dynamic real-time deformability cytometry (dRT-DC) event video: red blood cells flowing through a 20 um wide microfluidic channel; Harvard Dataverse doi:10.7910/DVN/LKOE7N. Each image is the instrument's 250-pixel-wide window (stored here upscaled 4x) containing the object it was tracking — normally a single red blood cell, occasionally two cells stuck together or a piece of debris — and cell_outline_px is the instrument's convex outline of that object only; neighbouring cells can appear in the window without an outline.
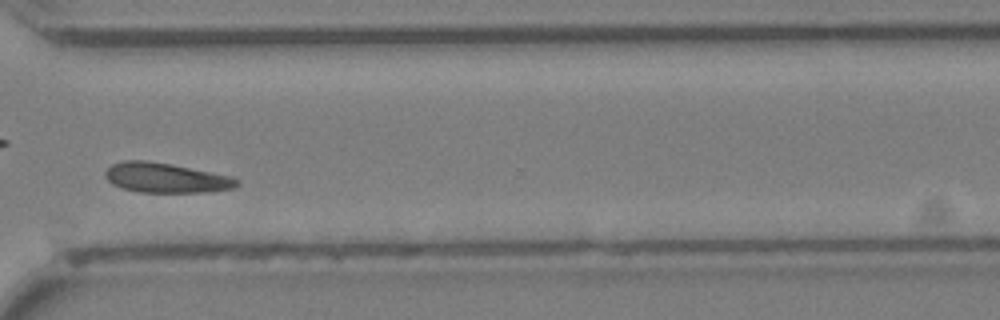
{"species": "Egyptian fruit bat (a non-hibernating species)", "species_latin": "Rousettus aegyptiacus", "temperature_condition": "cold", "stored_images_in_passage": 40, "camera_frame_rate_fps": 3000, "um_per_image_px": 0.085, "animal": {"sex": "female"}, "frame": {"image": 1, "passage_image": 29, "time_ms": 9.333, "image_size_px": [1000, 320], "cell_outline_px": [[240, 184], [236, 188], [204, 192], [140, 192], [120, 188], [112, 184], [104, 176], [104, 172], [112, 164], [124, 160], [144, 160], [172, 164], [236, 176], [240, 180]], "centroid_in_image_um": [14.16, 15.11], "position_along_channel_um": 356.4, "area_um2": 23.29}}